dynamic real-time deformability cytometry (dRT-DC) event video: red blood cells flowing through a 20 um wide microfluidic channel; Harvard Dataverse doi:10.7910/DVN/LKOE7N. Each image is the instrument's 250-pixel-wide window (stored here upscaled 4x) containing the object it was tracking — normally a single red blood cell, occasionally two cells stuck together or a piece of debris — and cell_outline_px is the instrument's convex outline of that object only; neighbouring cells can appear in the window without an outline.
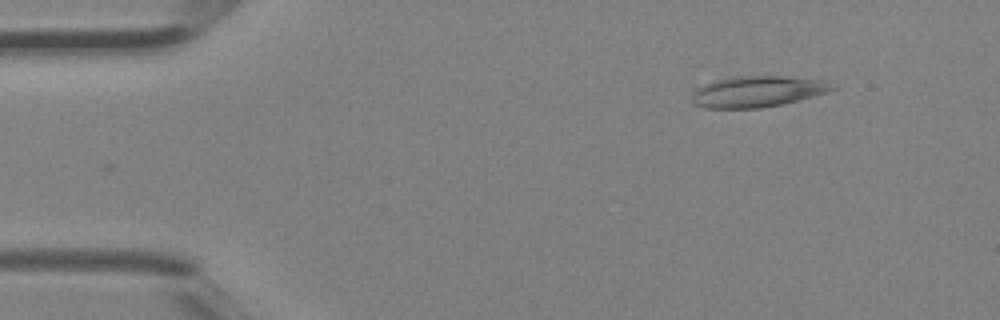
{"species": "Egyptian fruit bat (a non-hibernating species)", "species_latin": "Rousettus aegyptiacus", "temperature_condition": "room temperature", "stored_images_in_passage": 4, "camera_frame_rate_fps": 3000, "um_per_image_px": 0.085, "animal": {"sex": "female"}, "frame": {"image": 1, "passage_image": 4, "time_ms": 1.0, "image_size_px": [1000, 320], "cell_outline_px": [[836, 88], [828, 92], [780, 104], [760, 108], [704, 108], [696, 104], [692, 100], [692, 92], [696, 88], [716, 80], [732, 76], [784, 76], [820, 80]], "centroid_in_image_um": [64.31, 7.78], "position_along_channel_um": 20.7, "area_um2": 24.97}}